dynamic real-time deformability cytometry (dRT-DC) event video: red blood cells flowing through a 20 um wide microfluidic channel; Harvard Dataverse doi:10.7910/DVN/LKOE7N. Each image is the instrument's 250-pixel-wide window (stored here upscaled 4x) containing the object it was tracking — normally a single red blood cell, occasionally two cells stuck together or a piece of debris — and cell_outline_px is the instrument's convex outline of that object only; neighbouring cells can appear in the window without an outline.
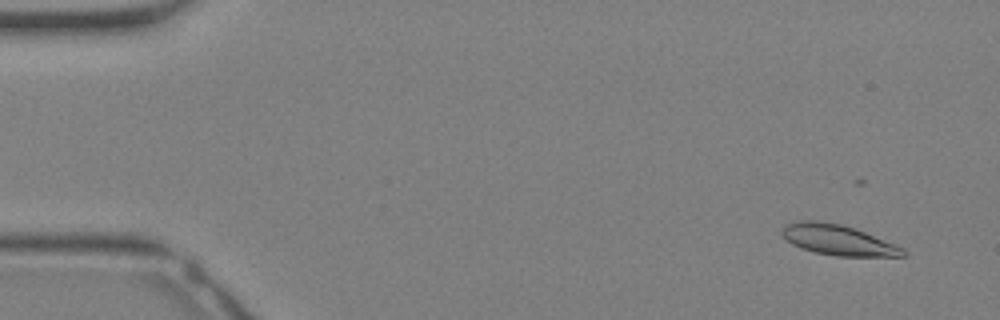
{"species": "Egyptian fruit bat (a non-hibernating species)", "species_latin": "Rousettus aegyptiacus", "temperature_condition": "warm", "stored_images_in_passage": 33, "camera_frame_rate_fps": 3000, "um_per_image_px": 0.085, "animal": {"sex": "female"}, "frame": {"image": 1, "passage_image": 3, "time_ms": 0.667, "image_size_px": [1000, 320], "cell_outline_px": [[908, 256], [836, 256], [816, 252], [800, 248], [792, 244], [780, 232], [784, 224], [800, 220], [820, 220], [840, 224], [864, 232], [904, 248], [908, 252]], "centroid_in_image_um": [71.21, 20.39], "position_along_channel_um": 13.8, "area_um2": 21.39}}
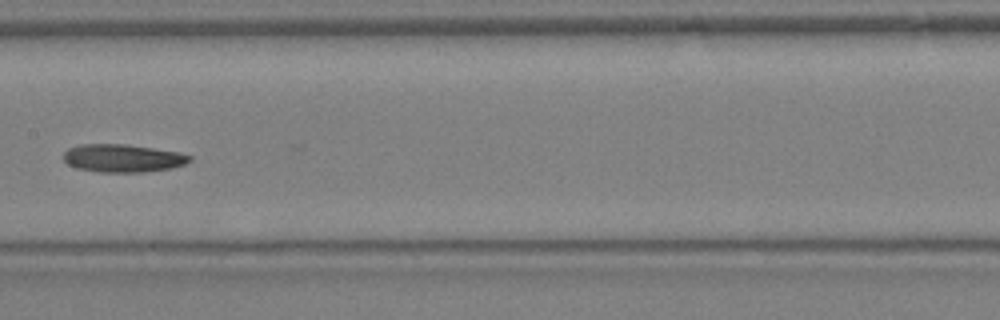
{"frame": {"image": 2, "passage_image": 18, "time_ms": 5.667, "image_size_px": [1000, 320], "cell_outline_px": [[192, 160], [184, 164], [172, 168], [144, 172], [100, 172], [76, 168], [68, 164], [64, 160], [64, 152], [68, 148], [80, 144], [124, 144], [180, 152], [192, 156]], "centroid_in_image_um": [10.44, 13.44], "position_along_channel_um": 197.0, "area_um2": 20.58}}
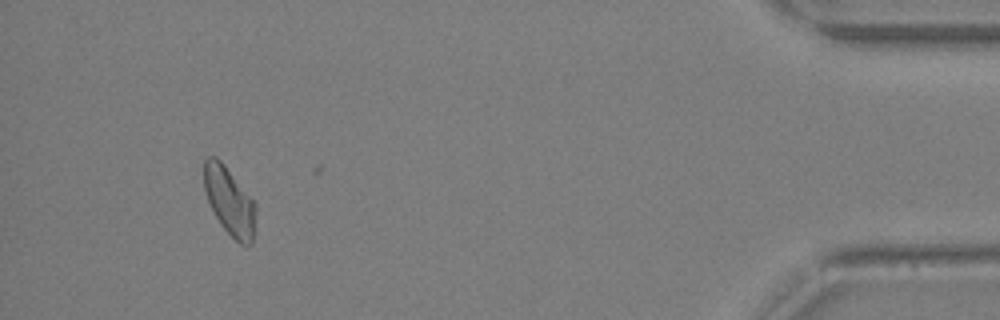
{"frame": {"image": 3, "passage_image": 32, "time_ms": 10.333, "image_size_px": [1000, 320], "cell_outline_px": [[256, 212], [252, 244], [240, 244], [220, 224], [208, 200], [204, 188], [204, 160], [208, 156], [216, 156], [224, 164], [256, 204]], "centroid_in_image_um": [19.5, 17.08], "position_along_channel_um": 415.7, "area_um2": 20.17}}